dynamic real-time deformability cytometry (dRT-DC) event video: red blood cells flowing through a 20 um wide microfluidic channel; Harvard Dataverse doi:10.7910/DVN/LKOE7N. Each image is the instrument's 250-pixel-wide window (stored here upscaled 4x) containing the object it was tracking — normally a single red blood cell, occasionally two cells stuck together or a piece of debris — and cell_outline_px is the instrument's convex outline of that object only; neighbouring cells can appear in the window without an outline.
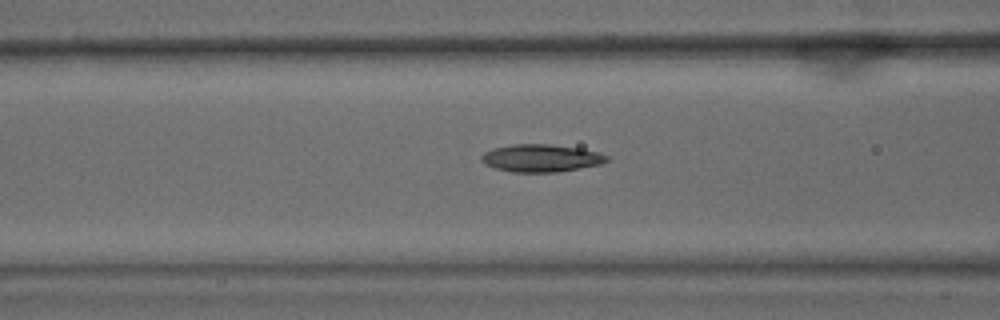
{"species": "common noctule bat (a hibernating species)", "species_latin": "Nyctalus noctula", "temperature_condition": "warm", "stored_images_in_passage": 50, "camera_frame_rate_fps": 3000, "um_per_image_px": 0.085, "animal": {"sex": "male", "body_mass_g": 15.6}, "frame": {"image": 1, "passage_image": 21, "time_ms": 6.667, "image_size_px": [1000, 320], "cell_outline_px": [[608, 160], [600, 164], [580, 168], [556, 172], [512, 172], [496, 168], [484, 164], [480, 160], [480, 156], [484, 152], [492, 148], [512, 144], [552, 144], [580, 148], [600, 152], [608, 156]], "centroid_in_image_um": [45.97, 13.43], "position_along_channel_um": 120.6, "area_um2": 20.29}}
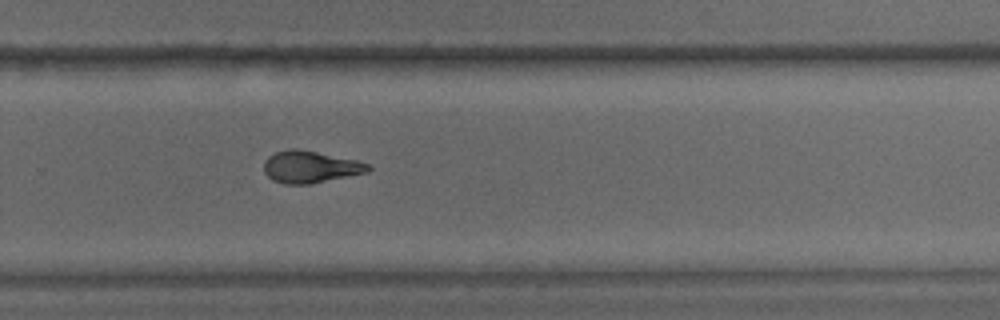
{"frame": {"image": 2, "passage_image": 35, "time_ms": 11.333, "image_size_px": [1000, 320], "cell_outline_px": [[372, 168], [368, 172], [308, 184], [284, 184], [272, 180], [264, 172], [264, 160], [268, 156], [276, 152], [288, 148], [296, 148], [356, 160], [368, 164]], "centroid_in_image_um": [26.33, 14.18], "position_along_channel_um": 303.5, "area_um2": 19.31}}
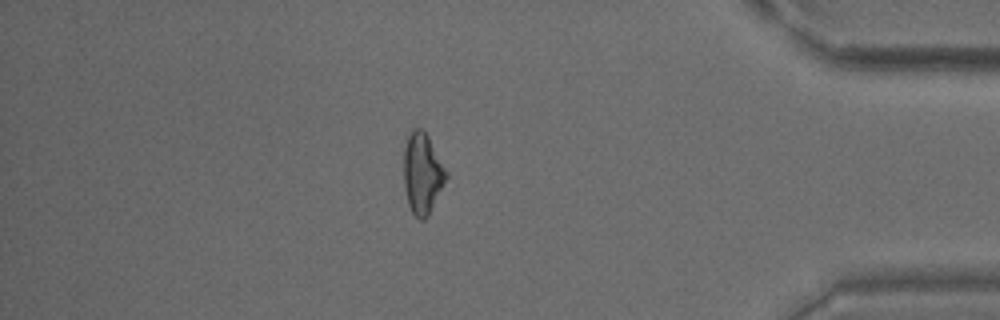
{"frame": {"image": 3, "passage_image": 45, "time_ms": 14.667, "image_size_px": [1000, 320], "cell_outline_px": [[448, 176], [428, 216], [424, 220], [420, 220], [412, 212], [408, 204], [404, 188], [404, 148], [408, 136], [412, 128], [424, 128], [448, 172]], "centroid_in_image_um": [35.9, 14.71], "position_along_channel_um": 399.3, "area_um2": 20.11}}